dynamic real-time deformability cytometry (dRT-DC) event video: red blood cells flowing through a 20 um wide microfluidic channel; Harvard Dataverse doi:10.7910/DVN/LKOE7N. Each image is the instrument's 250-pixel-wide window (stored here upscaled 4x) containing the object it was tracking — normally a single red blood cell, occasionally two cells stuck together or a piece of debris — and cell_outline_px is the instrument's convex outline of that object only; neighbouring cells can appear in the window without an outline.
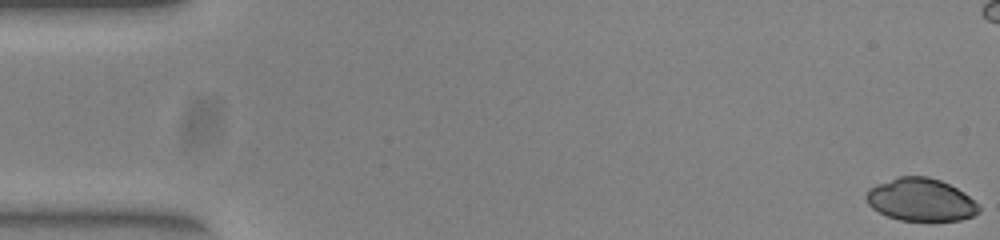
{"species": "common noctule bat (a hibernating species)", "species_latin": "Nyctalus noctula", "temperature_condition": "warm", "stored_images_in_passage": 42, "camera_frame_rate_fps": 3000, "um_per_image_px": 0.085, "animal": {"sex": "female", "body_mass_g": 23.0, "forearm_length_mm": 53.4}, "frame": {"image": 1, "passage_image": 1, "time_ms": 0.0, "image_size_px": [1000, 240], "cell_outline_px": [[980, 212], [972, 216], [960, 220], [900, 220], [888, 216], [872, 208], [868, 204], [864, 196], [868, 188], [876, 184], [900, 176], [928, 176], [940, 180], [964, 192], [980, 204]], "centroid_in_image_um": [78.27, 16.97], "position_along_channel_um": 6.7, "area_um2": 28.09}}